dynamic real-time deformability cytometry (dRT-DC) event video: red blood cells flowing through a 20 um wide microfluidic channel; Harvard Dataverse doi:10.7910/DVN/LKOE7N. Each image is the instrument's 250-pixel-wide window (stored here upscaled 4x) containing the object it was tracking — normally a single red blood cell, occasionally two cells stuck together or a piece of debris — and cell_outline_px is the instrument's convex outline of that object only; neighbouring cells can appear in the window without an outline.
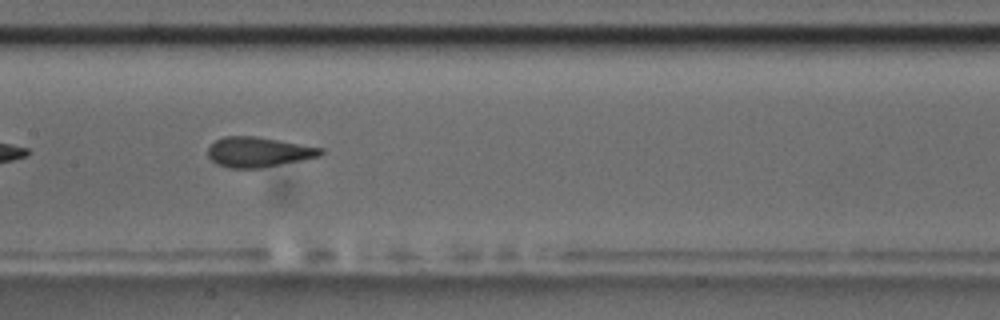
{"species": "common noctule bat (a hibernating species)", "species_latin": "Nyctalus noctula", "temperature_condition": "room temperature", "stored_images_in_passage": 41, "camera_frame_rate_fps": 3000, "um_per_image_px": 0.085, "animal": {"sex": "male", "body_mass_g": 17.5, "forearm_length_mm": 52.3}, "frame": {"image": 1, "passage_image": 12, "time_ms": 3.667, "image_size_px": [1000, 320], "cell_outline_px": [[324, 152], [320, 156], [260, 168], [228, 168], [216, 164], [208, 156], [208, 148], [216, 140], [224, 136], [256, 136], [324, 148]], "centroid_in_image_um": [21.96, 12.92], "position_along_channel_um": 185.4, "area_um2": 19.65}}